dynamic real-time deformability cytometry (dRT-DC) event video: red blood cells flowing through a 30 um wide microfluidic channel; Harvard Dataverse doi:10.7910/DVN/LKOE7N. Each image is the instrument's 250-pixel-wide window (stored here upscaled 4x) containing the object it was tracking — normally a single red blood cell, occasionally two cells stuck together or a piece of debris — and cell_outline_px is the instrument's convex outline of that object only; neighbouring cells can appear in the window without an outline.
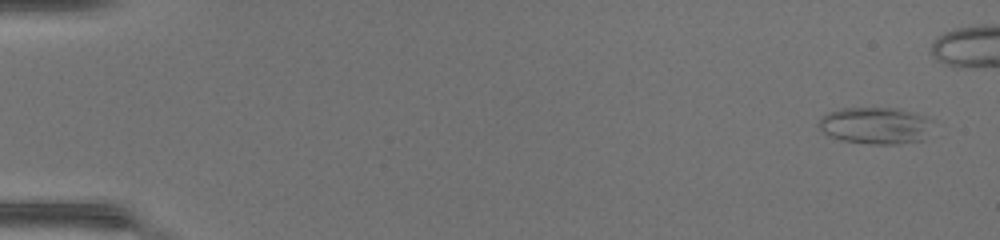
{"species": "common noctule bat (a hibernating species)", "species_latin": "Nyctalus noctula", "temperature_condition": "warm", "stored_images_in_passage": 39, "camera_frame_rate_fps": 3000, "um_per_image_px": 0.085, "animal": {"sex": "female", "body_mass_g": 17.0, "forearm_length_mm": 48.0}, "frame": {"image": 1, "passage_image": 1, "time_ms": 0.0, "image_size_px": [1000, 240], "cell_outline_px": [[932, 120], [924, 140], [896, 144], [872, 144], [840, 140], [828, 136], [820, 128], [820, 120], [828, 112], [840, 108], [900, 108], [924, 116]], "centroid_in_image_um": [74.41, 10.67], "position_along_channel_um": 10.6, "area_um2": 24.33}}
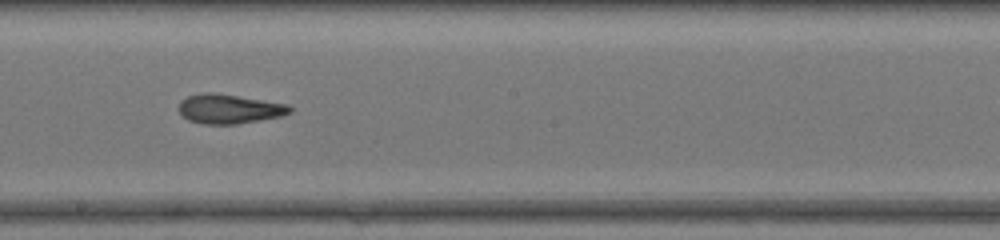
{"frame": {"image": 2, "passage_image": 27, "time_ms": 8.667, "image_size_px": [1000, 240], "cell_outline_px": [[292, 112], [280, 116], [260, 120], [236, 124], [204, 124], [188, 120], [180, 112], [180, 100], [188, 96], [208, 92], [212, 92], [288, 104], [292, 108]], "centroid_in_image_um": [19.49, 9.26], "position_along_channel_um": 228.7, "area_um2": 18.79}}
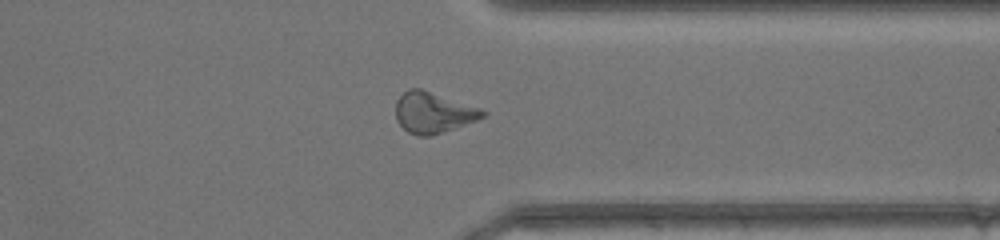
{"frame": {"image": 3, "passage_image": 37, "time_ms": 12.0, "image_size_px": [1000, 240], "cell_outline_px": [[488, 112], [484, 116], [476, 120], [444, 132], [428, 136], [420, 136], [408, 132], [396, 120], [396, 100], [408, 88], [420, 88]], "centroid_in_image_um": [36.77, 9.58], "position_along_channel_um": 374.6, "area_um2": 20.23}}